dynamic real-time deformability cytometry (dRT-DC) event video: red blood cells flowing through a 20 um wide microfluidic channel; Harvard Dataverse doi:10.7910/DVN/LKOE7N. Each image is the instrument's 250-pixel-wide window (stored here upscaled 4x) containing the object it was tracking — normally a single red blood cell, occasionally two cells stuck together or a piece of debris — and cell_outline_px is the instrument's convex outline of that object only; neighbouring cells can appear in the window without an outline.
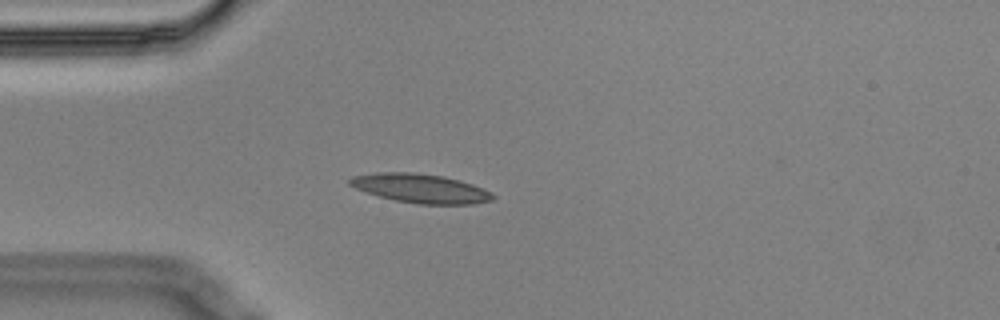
{"species": "Egyptian fruit bat (a non-hibernating species)", "species_latin": "Rousettus aegyptiacus", "temperature_condition": "cold", "stored_images_in_passage": 2, "camera_frame_rate_fps": 3000, "um_per_image_px": 0.085, "animal": {"sex": "male"}, "frame": {"image": 1, "passage_image": 2, "time_ms": 0.333, "image_size_px": [1000, 320], "cell_outline_px": [[496, 196], [492, 200], [472, 204], [416, 204], [396, 200], [380, 196], [356, 188], [348, 184], [348, 180], [352, 176], [376, 172], [412, 172], [444, 176], [460, 180], [484, 188], [492, 192]], "centroid_in_image_um": [35.78, 16.0], "position_along_channel_um": 49.2, "area_um2": 24.22}}